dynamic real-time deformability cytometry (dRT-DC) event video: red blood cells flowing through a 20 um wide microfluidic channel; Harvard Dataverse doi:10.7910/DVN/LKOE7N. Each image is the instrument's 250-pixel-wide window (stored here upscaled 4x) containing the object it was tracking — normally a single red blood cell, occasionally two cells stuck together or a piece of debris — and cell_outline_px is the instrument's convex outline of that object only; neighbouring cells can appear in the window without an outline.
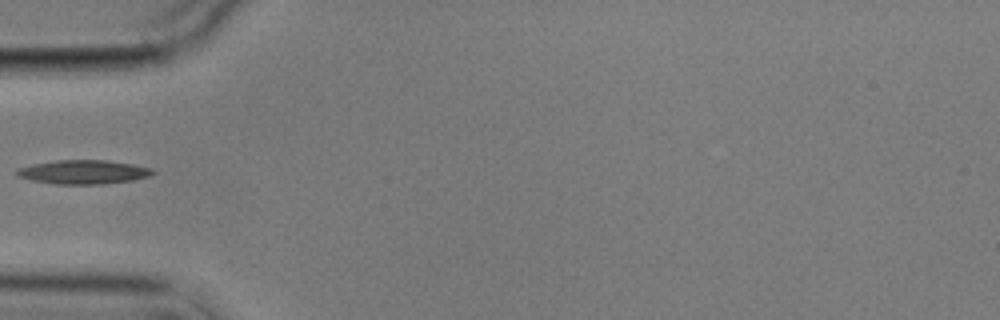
{"species": "common noctule bat (a hibernating species)", "species_latin": "Nyctalus noctula", "temperature_condition": "cold", "stored_images_in_passage": 1, "camera_frame_rate_fps": 3000, "um_per_image_px": 0.085, "animal": {"sex": "male", "body_mass_g": 17.9}, "frame": {"image": 1, "passage_image": 1, "time_ms": 0.0, "image_size_px": [1000, 320], "cell_outline_px": [[156, 172], [148, 176], [132, 180], [100, 184], [56, 184], [32, 180], [16, 176], [16, 168], [32, 164], [56, 160], [108, 160], [132, 164], [152, 168]], "centroid_in_image_um": [7.06, 14.61], "position_along_channel_um": 77.9, "area_um2": 18.96}}